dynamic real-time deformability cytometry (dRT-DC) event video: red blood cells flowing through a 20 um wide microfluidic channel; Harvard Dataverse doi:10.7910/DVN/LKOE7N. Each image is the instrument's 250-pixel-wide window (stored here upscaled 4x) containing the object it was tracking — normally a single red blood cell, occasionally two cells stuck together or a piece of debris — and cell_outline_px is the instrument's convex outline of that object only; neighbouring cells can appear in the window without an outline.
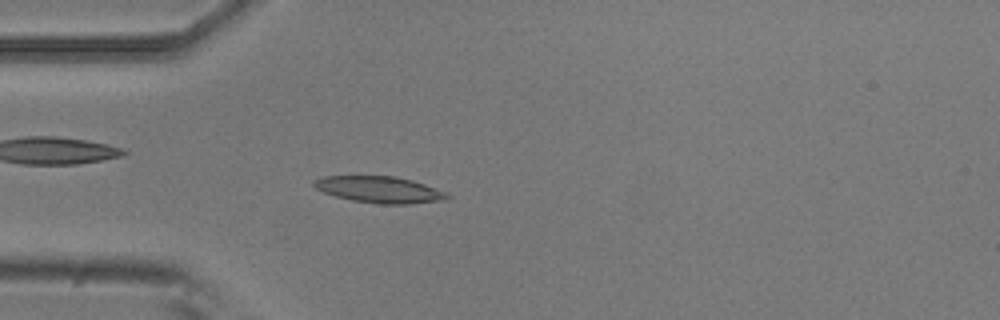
{"species": "common noctule bat (a hibernating species)", "species_latin": "Nyctalus noctula", "temperature_condition": "room temperature", "stored_images_in_passage": 3, "camera_frame_rate_fps": 3000, "um_per_image_px": 0.085, "animal": {"sex": "male", "body_mass_g": 20.5, "forearm_length_mm": 52.5}, "frame": {"image": 1, "passage_image": 3, "time_ms": 0.667, "image_size_px": [1000, 320], "cell_outline_px": [[452, 196], [444, 200], [408, 204], [376, 204], [352, 200], [336, 196], [324, 192], [316, 188], [312, 184], [312, 180], [324, 176], [396, 176], [412, 180], [448, 192]], "centroid_in_image_um": [32.28, 16.11], "position_along_channel_um": 52.7, "area_um2": 20.69}}